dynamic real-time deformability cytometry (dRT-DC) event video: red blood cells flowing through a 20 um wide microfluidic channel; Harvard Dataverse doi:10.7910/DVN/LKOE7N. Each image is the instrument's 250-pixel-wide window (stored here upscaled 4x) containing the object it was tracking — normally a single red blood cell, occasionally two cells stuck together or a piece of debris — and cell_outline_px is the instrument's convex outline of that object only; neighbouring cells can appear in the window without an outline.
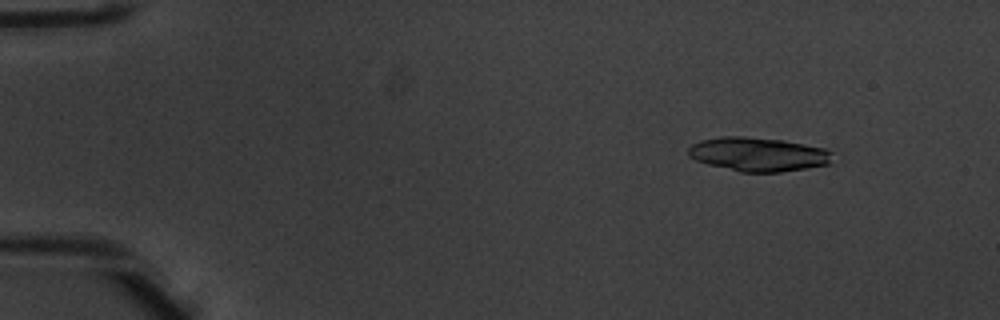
{"species": "common noctule bat (a hibernating species)", "species_latin": "Nyctalus noctula", "temperature_condition": "warm", "stored_images_in_passage": 7, "camera_frame_rate_fps": 3000, "um_per_image_px": 0.085, "animal": {"sex": "male", "body_mass_g": 20.1, "forearm_length_mm": 53.5}, "frame": {"image": 1, "passage_image": 2, "time_ms": 0.333, "image_size_px": [1000, 320], "cell_outline_px": [[832, 152], [828, 164], [780, 172], [740, 172], [708, 164], [696, 160], [688, 156], [688, 148], [692, 144], [700, 140], [720, 136], [740, 136], [784, 140], [824, 148]], "centroid_in_image_um": [64.39, 13.1], "position_along_channel_um": 20.6, "area_um2": 28.38}}